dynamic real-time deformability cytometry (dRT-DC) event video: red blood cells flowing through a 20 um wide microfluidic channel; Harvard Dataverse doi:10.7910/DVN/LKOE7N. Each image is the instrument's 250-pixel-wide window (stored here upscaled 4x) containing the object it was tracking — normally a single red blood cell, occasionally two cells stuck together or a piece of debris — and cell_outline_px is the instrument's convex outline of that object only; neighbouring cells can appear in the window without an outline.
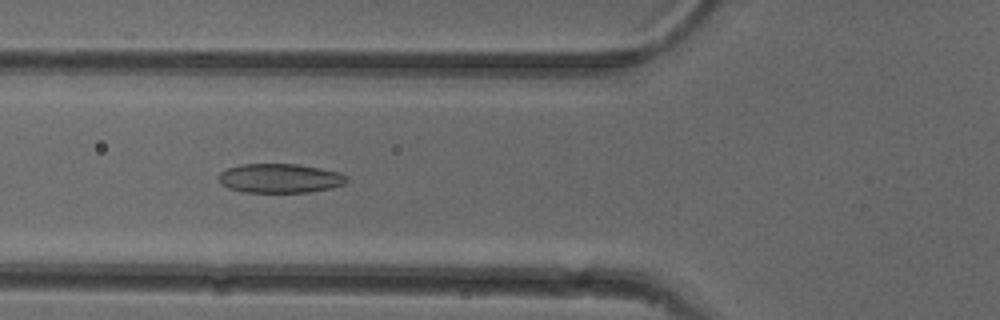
{"species": "common noctule bat (a hibernating species)", "species_latin": "Nyctalus noctula", "temperature_condition": "cold", "stored_images_in_passage": 52, "camera_frame_rate_fps": 3000, "um_per_image_px": 0.085, "animal": {"sex": "female"}, "frame": {"image": 1, "passage_image": 19, "time_ms": 6.0, "image_size_px": [1000, 320], "cell_outline_px": [[348, 180], [344, 184], [332, 188], [308, 192], [244, 192], [228, 188], [220, 184], [216, 176], [220, 172], [228, 168], [240, 164], [296, 164], [320, 168], [340, 172], [348, 176]], "centroid_in_image_um": [23.78, 15.15], "position_along_channel_um": 102.0, "area_um2": 22.02}}
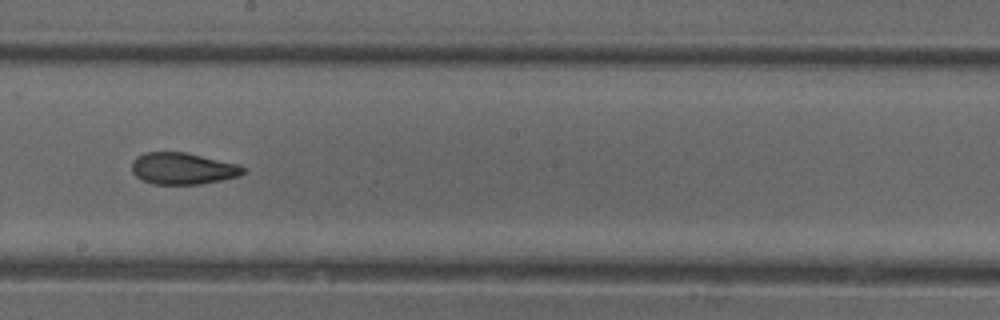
{"frame": {"image": 2, "passage_image": 29, "time_ms": 9.333, "image_size_px": [1000, 320], "cell_outline_px": [[244, 172], [240, 176], [200, 184], [152, 184], [140, 180], [132, 172], [132, 160], [136, 156], [144, 152], [184, 152], [240, 164], [244, 168]], "centroid_in_image_um": [15.5, 14.32], "position_along_channel_um": 232.7, "area_um2": 20.69}}
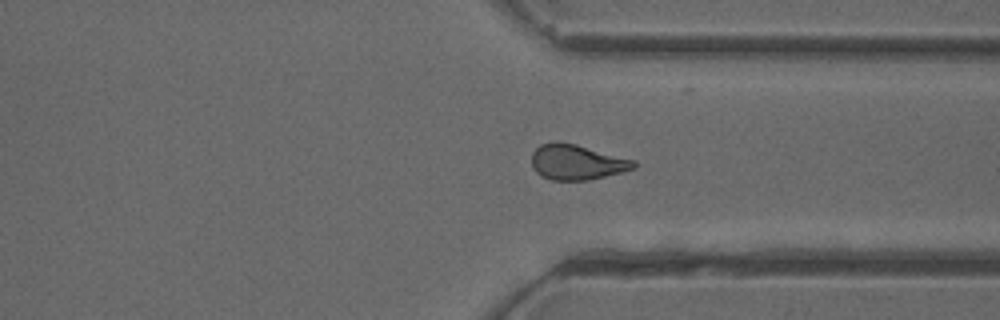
{"frame": {"image": 3, "passage_image": 39, "time_ms": 12.667, "image_size_px": [1000, 320], "cell_outline_px": [[636, 168], [588, 180], [552, 180], [540, 176], [532, 168], [532, 152], [540, 144], [556, 140], [576, 144], [636, 160]], "centroid_in_image_um": [49.0, 13.77], "position_along_channel_um": 362.4, "area_um2": 21.15}, "authors_computed_cell_mechanics": {"area_um2": 21.5594, "velocity_mm_per_s": 3.9069, "shape_relaxation_time_tau1_ms": null, "shape_relaxation_time_tau2_ms": 2.6613, "deformation_change_tau1": null, "deformation_change_tau2": 0.1008}}